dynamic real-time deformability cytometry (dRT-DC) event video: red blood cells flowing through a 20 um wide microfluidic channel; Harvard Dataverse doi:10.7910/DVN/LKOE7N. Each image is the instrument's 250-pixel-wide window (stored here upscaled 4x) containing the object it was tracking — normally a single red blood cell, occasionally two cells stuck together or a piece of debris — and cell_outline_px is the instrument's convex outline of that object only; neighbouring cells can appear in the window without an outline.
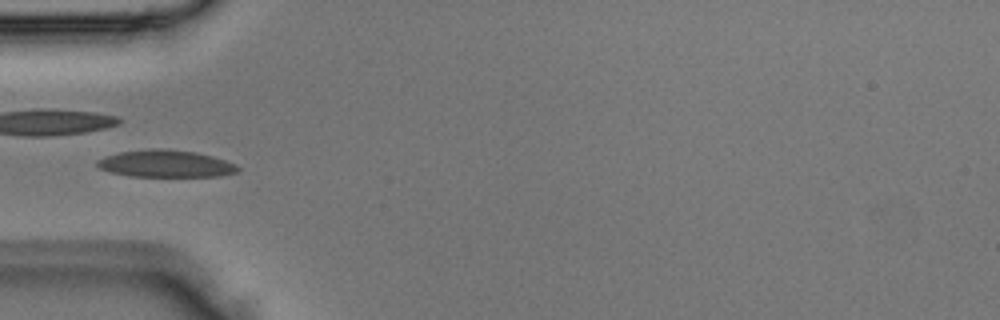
{"species": "Egyptian fruit bat (a non-hibernating species)", "species_latin": "Rousettus aegyptiacus", "temperature_condition": "room temperature", "stored_images_in_passage": 4, "camera_frame_rate_fps": 3000, "um_per_image_px": 0.085, "animal": {"sex": "male"}, "frame": {"image": 1, "passage_image": 4, "time_ms": 1.0, "image_size_px": [1000, 320], "cell_outline_px": [[240, 168], [236, 172], [220, 176], [128, 176], [112, 172], [100, 168], [96, 164], [96, 160], [120, 152], [152, 148], [168, 148], [196, 152], [212, 156], [236, 164]], "centroid_in_image_um": [14.1, 13.9], "position_along_channel_um": 70.9, "area_um2": 22.14}}